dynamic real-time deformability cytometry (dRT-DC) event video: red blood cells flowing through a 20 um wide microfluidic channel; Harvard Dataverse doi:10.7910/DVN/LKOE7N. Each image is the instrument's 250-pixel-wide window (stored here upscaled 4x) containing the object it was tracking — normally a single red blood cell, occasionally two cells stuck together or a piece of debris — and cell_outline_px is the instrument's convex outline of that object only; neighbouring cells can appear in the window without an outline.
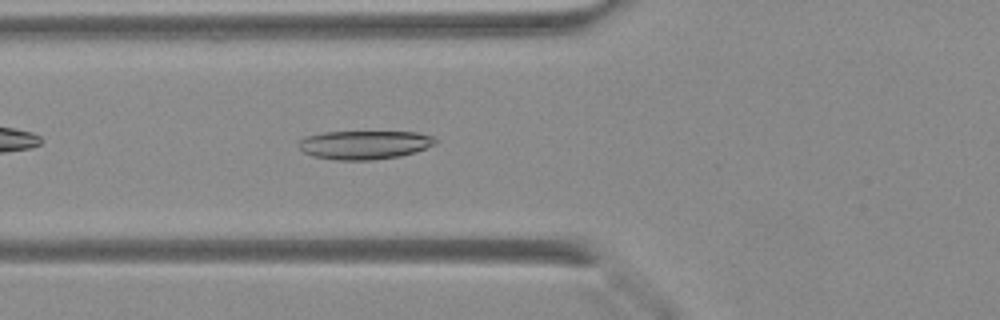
{"species": "Egyptian fruit bat (a non-hibernating species)", "species_latin": "Rousettus aegyptiacus", "temperature_condition": "warm", "stored_images_in_passage": 30, "camera_frame_rate_fps": 3000, "um_per_image_px": 0.085, "animal": {"sex": "female"}, "frame": {"image": 1, "passage_image": 4, "time_ms": 1.0, "image_size_px": [1000, 320], "cell_outline_px": [[436, 144], [416, 152], [400, 156], [372, 160], [332, 160], [312, 156], [304, 152], [300, 148], [300, 140], [304, 136], [324, 132], [420, 132], [432, 136], [436, 140]], "centroid_in_image_um": [30.99, 12.31], "position_along_channel_um": 94.8, "area_um2": 22.95}}
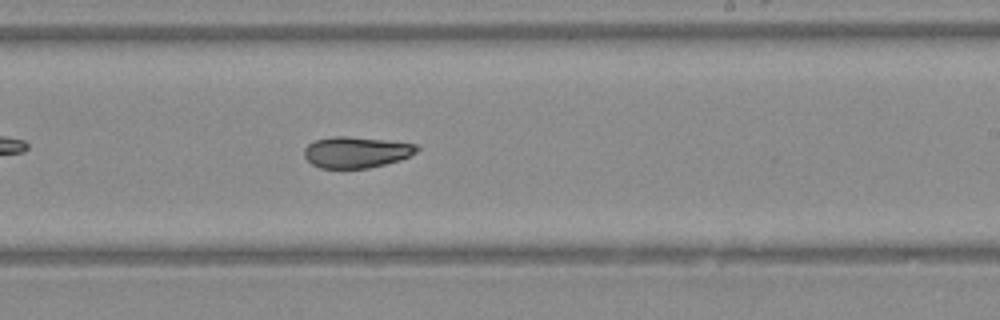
{"frame": {"image": 2, "passage_image": 14, "time_ms": 4.333, "image_size_px": [1000, 320], "cell_outline_px": [[420, 148], [416, 152], [400, 160], [368, 168], [320, 168], [312, 164], [304, 156], [304, 148], [308, 144], [316, 140], [332, 136], [348, 136], [388, 140], [416, 144]], "centroid_in_image_um": [30.27, 12.93], "position_along_channel_um": 258.7, "area_um2": 20.46}}
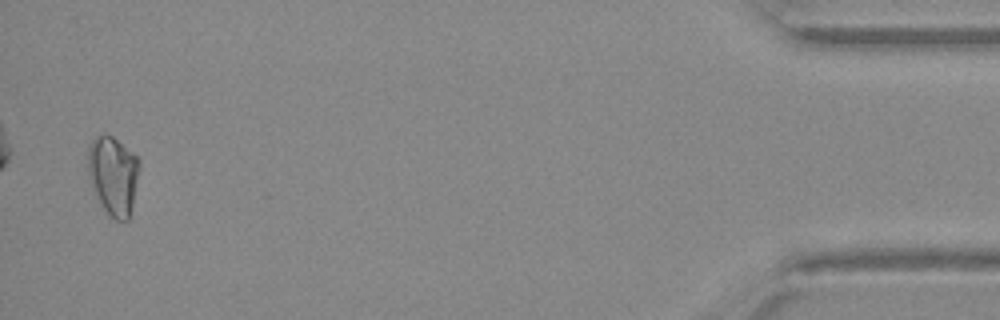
{"frame": {"image": 3, "passage_image": 29, "time_ms": 9.333, "image_size_px": [1000, 320], "cell_outline_px": [[140, 168], [132, 208], [128, 220], [116, 220], [108, 216], [96, 196], [88, 176], [88, 148], [92, 140], [96, 136], [112, 136], [132, 152], [140, 160]], "centroid_in_image_um": [9.63, 14.93], "position_along_channel_um": 425.6, "area_um2": 23.64}}